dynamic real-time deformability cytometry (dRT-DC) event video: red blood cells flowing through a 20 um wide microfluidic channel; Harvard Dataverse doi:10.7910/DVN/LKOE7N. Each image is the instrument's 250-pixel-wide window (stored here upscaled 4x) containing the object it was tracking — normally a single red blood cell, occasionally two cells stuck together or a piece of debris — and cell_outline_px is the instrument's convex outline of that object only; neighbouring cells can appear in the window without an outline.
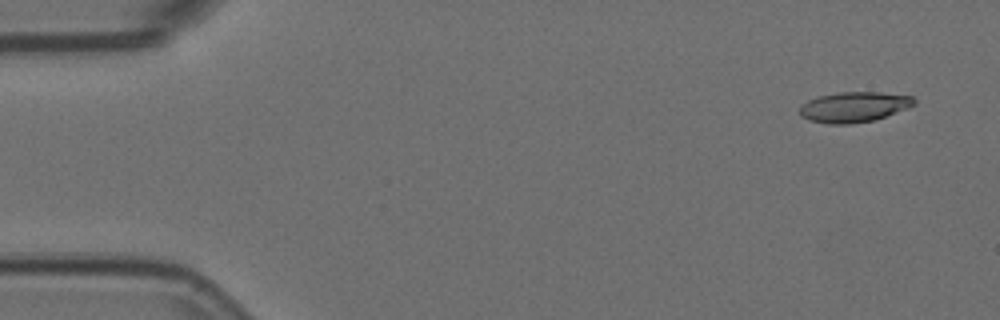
{"species": "Egyptian fruit bat (a non-hibernating species)", "species_latin": "Rousettus aegyptiacus", "temperature_condition": "room temperature", "stored_images_in_passage": 10, "camera_frame_rate_fps": 3000, "um_per_image_px": 0.085, "animal": {"sex": "female"}, "frame": {"image": 1, "passage_image": 2, "time_ms": 0.333, "image_size_px": [1000, 320], "cell_outline_px": [[916, 104], [884, 116], [872, 120], [852, 124], [828, 124], [808, 120], [800, 116], [800, 108], [808, 100], [820, 96], [836, 92], [880, 92], [912, 96], [916, 100]], "centroid_in_image_um": [72.57, 9.09], "position_along_channel_um": 12.4, "area_um2": 20.06}}
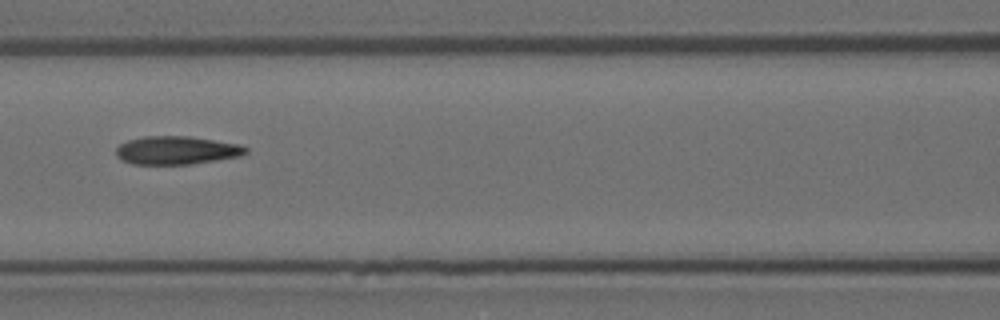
{"frame": {"image": 2, "passage_image": 8, "time_ms": 2.333, "image_size_px": [1000, 320], "cell_outline_px": [[248, 152], [240, 156], [192, 164], [132, 164], [116, 156], [116, 148], [120, 144], [128, 140], [144, 136], [188, 136], [240, 144], [248, 148]], "centroid_in_image_um": [15.02, 12.77], "position_along_channel_um": 151.6, "area_um2": 21.33}}
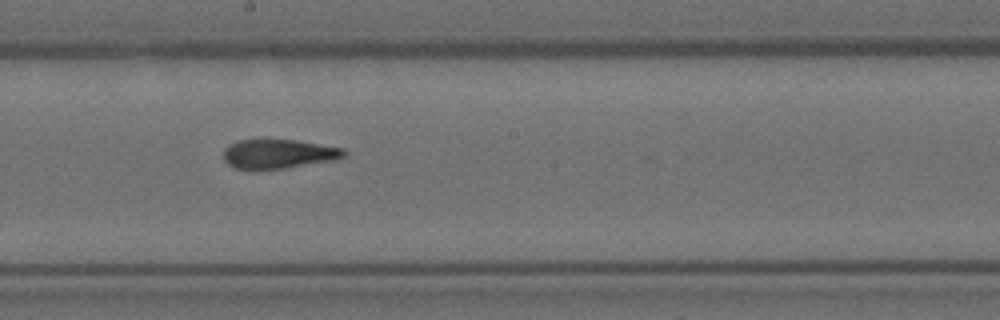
{"frame": {"image": 3, "passage_image": 10, "time_ms": 3.0, "image_size_px": [1000, 320], "cell_outline_px": [[348, 152], [344, 156], [336, 160], [284, 168], [236, 168], [228, 164], [224, 160], [224, 148], [228, 144], [236, 140], [296, 140], [344, 148]], "centroid_in_image_um": [23.7, 13.06], "position_along_channel_um": 224.5, "area_um2": 20.35}}